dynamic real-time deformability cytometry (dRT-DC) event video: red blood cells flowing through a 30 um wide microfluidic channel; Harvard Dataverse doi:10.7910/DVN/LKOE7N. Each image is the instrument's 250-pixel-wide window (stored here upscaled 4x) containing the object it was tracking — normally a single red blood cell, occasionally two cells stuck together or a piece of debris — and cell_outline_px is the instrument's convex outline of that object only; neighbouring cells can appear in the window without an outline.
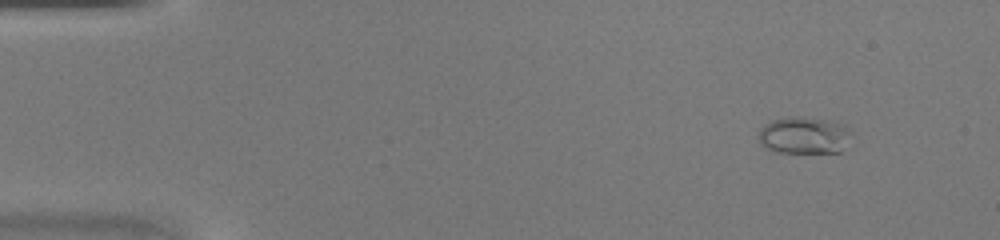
{"species": "common noctule bat (a hibernating species)", "species_latin": "Nyctalus noctula", "temperature_condition": "warm", "stored_images_in_passage": 42, "camera_frame_rate_fps": 3000, "um_per_image_px": 0.085, "animal": {"sex": "female", "body_mass_g": 20.0, "forearm_length_mm": 54.0}, "frame": {"image": 1, "passage_image": 1, "time_ms": 0.0, "image_size_px": [1000, 240], "cell_outline_px": [[852, 132], [840, 152], [776, 152], [760, 144], [760, 128], [764, 124], [772, 120], [788, 116], [800, 116], [828, 120], [844, 124]], "centroid_in_image_um": [68.34, 11.48], "position_along_channel_um": 16.7, "area_um2": 19.94}}
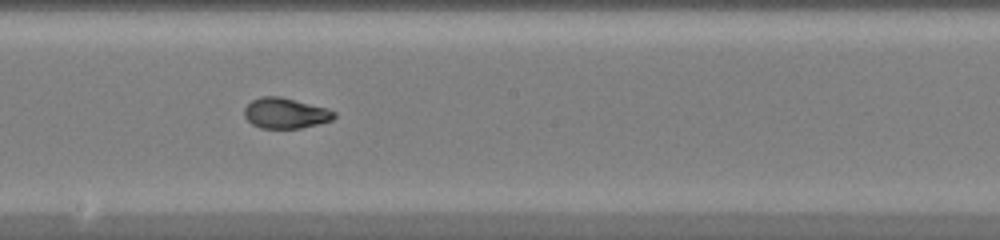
{"frame": {"image": 2, "passage_image": 22, "time_ms": 7.0, "image_size_px": [1000, 240], "cell_outline_px": [[336, 116], [332, 120], [300, 128], [260, 128], [252, 124], [244, 116], [244, 108], [252, 100], [260, 96], [280, 96], [328, 108], [336, 112]], "centroid_in_image_um": [24.26, 9.61], "position_along_channel_um": 223.9, "area_um2": 16.01}}
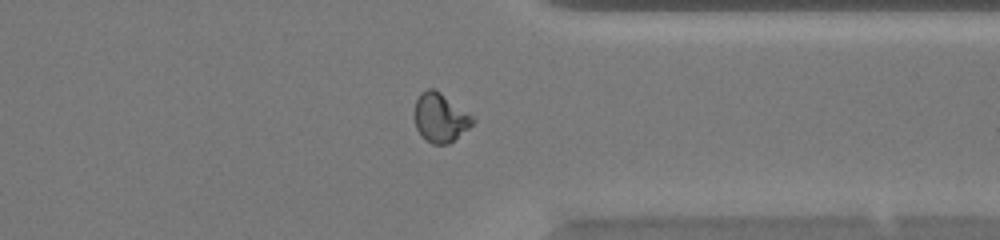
{"frame": {"image": 3, "passage_image": 32, "time_ms": 10.333, "image_size_px": [1000, 240], "cell_outline_px": [[476, 120], [468, 128], [448, 144], [432, 144], [416, 128], [416, 100], [420, 92], [428, 88], [432, 88], [440, 92], [472, 116]], "centroid_in_image_um": [37.43, 9.98], "position_along_channel_um": 374.0, "area_um2": 16.01}}